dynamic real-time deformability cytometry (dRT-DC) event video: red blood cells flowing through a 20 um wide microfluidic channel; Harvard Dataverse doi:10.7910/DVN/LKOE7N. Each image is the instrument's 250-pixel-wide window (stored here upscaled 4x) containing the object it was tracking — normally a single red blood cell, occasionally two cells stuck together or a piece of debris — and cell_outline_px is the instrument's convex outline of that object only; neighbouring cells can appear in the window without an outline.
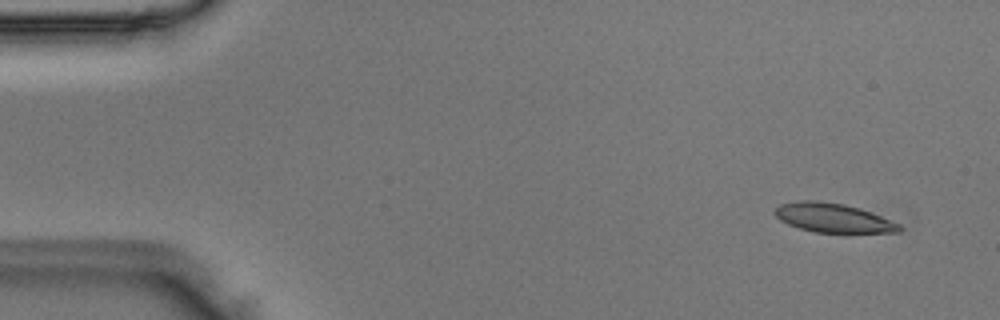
{"species": "Egyptian fruit bat (a non-hibernating species)", "species_latin": "Rousettus aegyptiacus", "temperature_condition": "room temperature", "stored_images_in_passage": 52, "camera_frame_rate_fps": 3000, "um_per_image_px": 0.085, "animal": {"sex": "male"}, "frame": {"image": 1, "passage_image": 4, "time_ms": 1.0, "image_size_px": [1000, 320], "cell_outline_px": [[904, 228], [900, 232], [816, 232], [800, 228], [788, 224], [780, 220], [772, 212], [780, 204], [800, 200], [812, 200], [844, 204], [860, 208], [900, 224]], "centroid_in_image_um": [70.8, 18.51], "position_along_channel_um": 14.2, "area_um2": 20.92}}
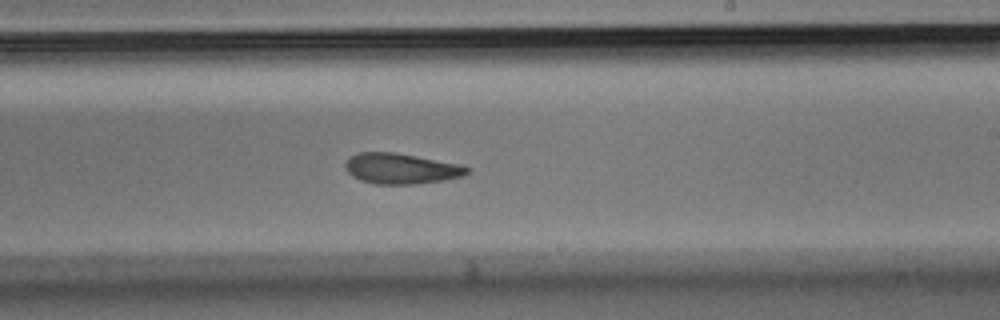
{"frame": {"image": 2, "passage_image": 31, "time_ms": 10.0, "image_size_px": [1000, 320], "cell_outline_px": [[468, 172], [464, 176], [444, 180], [416, 184], [376, 184], [360, 180], [352, 176], [344, 168], [344, 164], [348, 156], [356, 152], [396, 152], [460, 164], [468, 168]], "centroid_in_image_um": [34.04, 14.32], "position_along_channel_um": 255.0, "area_um2": 21.91}}
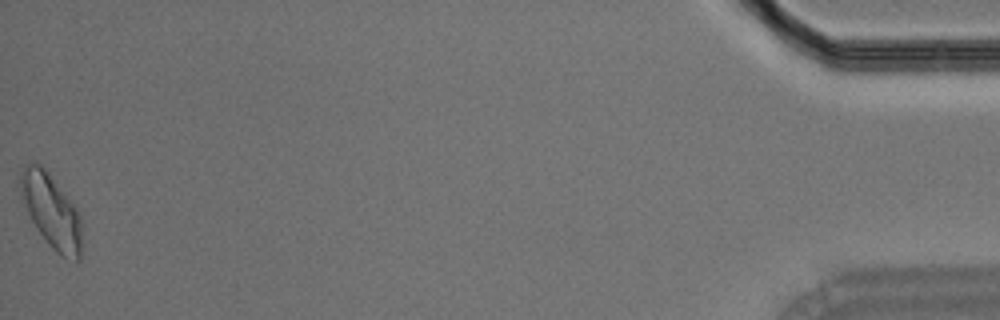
{"frame": {"image": 3, "passage_image": 52, "time_ms": 17.0, "image_size_px": [1000, 320], "cell_outline_px": [[80, 260], [76, 264], [60, 256], [48, 244], [32, 220], [20, 196], [20, 172], [28, 164], [36, 160], [48, 172], [76, 204], [80, 216]], "centroid_in_image_um": [4.38, 17.94], "position_along_channel_um": 430.8, "area_um2": 26.59}}